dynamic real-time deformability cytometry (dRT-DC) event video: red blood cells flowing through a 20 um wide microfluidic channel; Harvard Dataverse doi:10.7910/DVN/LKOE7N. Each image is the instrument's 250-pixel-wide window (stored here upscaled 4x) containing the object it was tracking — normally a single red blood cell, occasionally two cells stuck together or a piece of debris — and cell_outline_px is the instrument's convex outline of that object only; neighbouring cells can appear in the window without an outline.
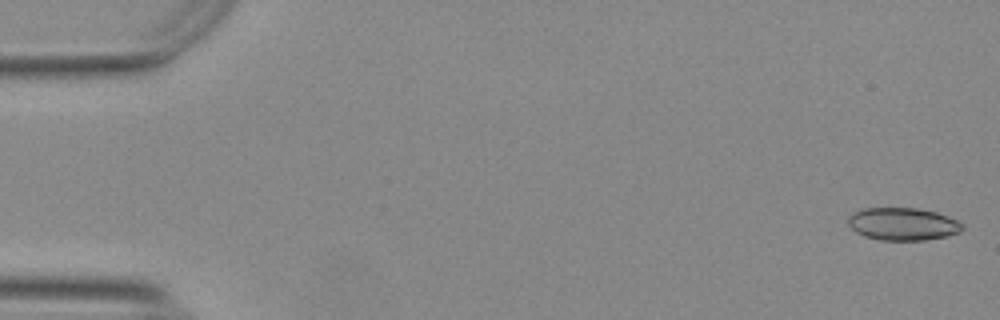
{"species": "Egyptian fruit bat (a non-hibernating species)", "species_latin": "Rousettus aegyptiacus", "temperature_condition": "warm", "stored_images_in_passage": 12, "camera_frame_rate_fps": 3000, "um_per_image_px": 0.085, "animal": {"sex": "female"}, "frame": {"image": 1, "passage_image": 1, "time_ms": 0.0, "image_size_px": [1000, 320], "cell_outline_px": [[964, 228], [960, 232], [948, 236], [924, 240], [880, 240], [864, 236], [856, 232], [848, 224], [848, 216], [852, 212], [860, 208], [916, 208], [936, 212], [956, 220], [964, 224]], "centroid_in_image_um": [76.72, 19.04], "position_along_channel_um": 8.3, "area_um2": 21.85}}